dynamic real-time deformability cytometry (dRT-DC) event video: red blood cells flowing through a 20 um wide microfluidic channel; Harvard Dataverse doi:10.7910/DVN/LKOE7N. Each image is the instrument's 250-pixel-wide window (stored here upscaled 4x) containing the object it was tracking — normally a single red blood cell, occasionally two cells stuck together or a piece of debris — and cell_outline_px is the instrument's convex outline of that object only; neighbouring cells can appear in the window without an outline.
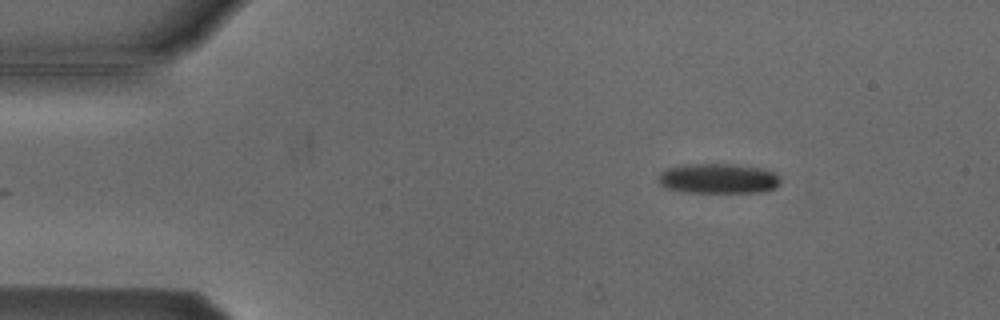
{"species": "Egyptian fruit bat (a non-hibernating species)", "species_latin": "Rousettus aegyptiacus", "temperature_condition": "cold", "stored_images_in_passage": 3, "camera_frame_rate_fps": 3000, "um_per_image_px": 0.085, "animal": {"sex": "male"}, "frame": {"image": 1, "passage_image": 1, "time_ms": 0.0, "image_size_px": [1000, 320], "cell_outline_px": [[780, 184], [776, 188], [764, 192], [680, 192], [664, 188], [656, 180], [656, 176], [664, 168], [680, 164], [732, 164], [764, 168], [776, 172], [780, 176]], "centroid_in_image_um": [61.01, 15.17], "position_along_channel_um": 24.0, "area_um2": 22.08}}